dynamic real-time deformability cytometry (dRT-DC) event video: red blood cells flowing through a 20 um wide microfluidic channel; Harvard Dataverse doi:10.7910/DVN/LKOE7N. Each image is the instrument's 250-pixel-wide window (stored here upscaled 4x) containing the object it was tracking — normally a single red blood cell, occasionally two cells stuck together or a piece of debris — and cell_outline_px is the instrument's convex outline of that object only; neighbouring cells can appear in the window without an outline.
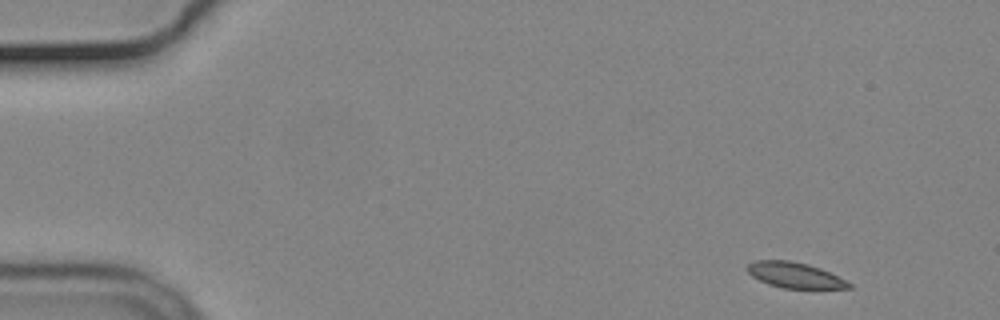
{"species": "common noctule bat (a hibernating species)", "species_latin": "Nyctalus noctula", "temperature_condition": "cold", "stored_images_in_passage": 53, "camera_frame_rate_fps": 3000, "um_per_image_px": 0.085, "animal": {"sex": "male", "body_mass_g": 19.2, "forearm_length_mm": 51.8}, "frame": {"image": 1, "passage_image": 1, "time_ms": 0.0, "image_size_px": [1000, 320], "cell_outline_px": [[852, 288], [784, 288], [768, 284], [752, 276], [744, 268], [752, 260], [788, 260], [808, 264], [820, 268], [852, 284]], "centroid_in_image_um": [67.49, 23.37], "position_along_channel_um": 17.5, "area_um2": 15.03}}
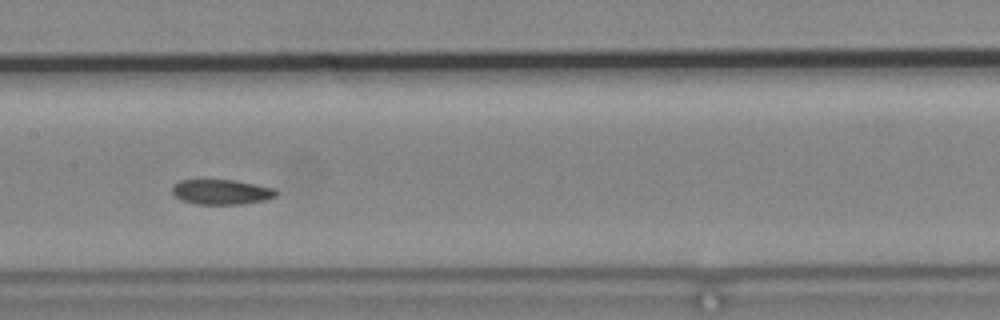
{"frame": {"image": 2, "passage_image": 24, "time_ms": 7.667, "image_size_px": [1000, 320], "cell_outline_px": [[280, 192], [276, 196], [264, 200], [240, 204], [196, 204], [180, 200], [172, 192], [172, 184], [180, 180], [232, 180], [276, 188]], "centroid_in_image_um": [18.82, 16.31], "position_along_channel_um": 188.6, "area_um2": 15.2}}
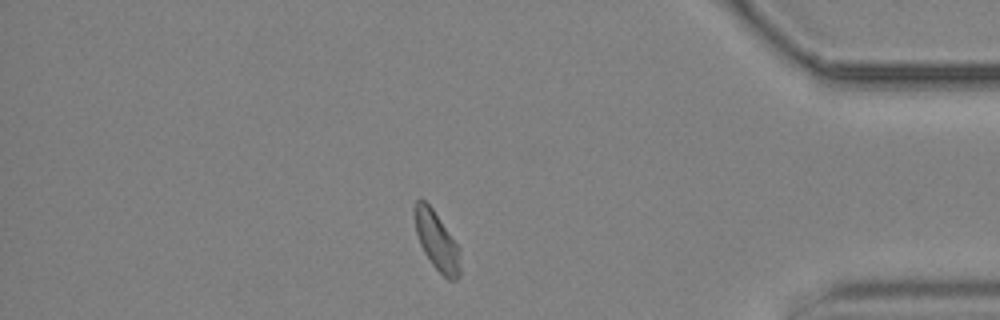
{"frame": {"image": 3, "passage_image": 44, "time_ms": 14.333, "image_size_px": [1000, 320], "cell_outline_px": [[460, 276], [456, 280], [448, 280], [432, 264], [424, 252], [420, 244], [416, 232], [416, 200], [424, 200], [432, 208], [460, 248]], "centroid_in_image_um": [37.17, 20.55], "position_along_channel_um": 398.0, "area_um2": 15.14}, "authors_computed_cell_mechanics": {"area_um2": 15.895, "velocity_mm_per_s": 3.653, "shape_relaxation_time_tau1_ms": 6.1794, "shape_relaxation_time_tau2_ms": 3.4613, "deformation_change_tau1": 0.0823, "deformation_change_tau2": 0.0704}}